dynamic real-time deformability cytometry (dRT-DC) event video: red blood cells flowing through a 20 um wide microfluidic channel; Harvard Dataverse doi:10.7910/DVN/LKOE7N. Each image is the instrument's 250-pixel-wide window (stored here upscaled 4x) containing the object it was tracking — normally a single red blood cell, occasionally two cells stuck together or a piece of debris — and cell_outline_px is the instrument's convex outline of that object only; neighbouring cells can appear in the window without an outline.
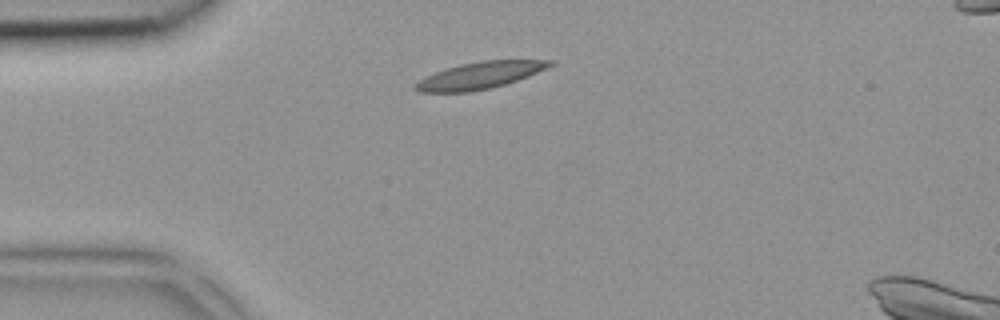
{"species": "common noctule bat (a hibernating species)", "species_latin": "Nyctalus noctula", "temperature_condition": "room temperature", "stored_images_in_passage": 1, "camera_frame_rate_fps": 3000, "um_per_image_px": 0.085, "animal": {"sex": "female", "body_mass_g": 18.4}, "frame": {"image": 1, "passage_image": 1, "time_ms": 0.0, "image_size_px": [1000, 320], "cell_outline_px": [[556, 64], [528, 76], [504, 84], [488, 88], [468, 92], [420, 92], [412, 88], [412, 84], [436, 72], [460, 64], [484, 60], [556, 60]], "centroid_in_image_um": [40.8, 6.4], "position_along_channel_um": 44.2, "area_um2": 20.81}}